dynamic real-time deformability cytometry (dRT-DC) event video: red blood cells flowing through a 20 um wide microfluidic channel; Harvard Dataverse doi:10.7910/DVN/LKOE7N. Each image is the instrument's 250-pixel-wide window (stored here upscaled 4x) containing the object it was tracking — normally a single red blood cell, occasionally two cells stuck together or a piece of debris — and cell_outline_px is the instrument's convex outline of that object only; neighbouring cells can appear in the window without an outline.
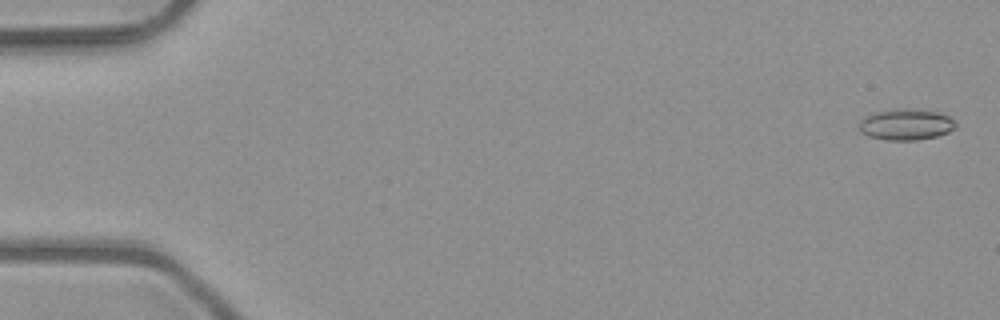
{"species": "common noctule bat (a hibernating species)", "species_latin": "Nyctalus noctula", "temperature_condition": "room temperature", "stored_images_in_passage": 6, "camera_frame_rate_fps": 3000, "um_per_image_px": 0.085, "animal": {"sex": "male", "body_mass_g": 23.1, "forearm_length_mm": 52.7}, "frame": {"image": 1, "passage_image": 1, "time_ms": 0.0, "image_size_px": [1000, 320], "cell_outline_px": [[956, 128], [948, 132], [936, 136], [916, 140], [888, 140], [868, 136], [860, 132], [860, 120], [876, 112], [896, 108], [916, 108], [940, 112], [956, 120]], "centroid_in_image_um": [77.06, 10.56], "position_along_channel_um": 7.9, "area_um2": 17.69}}